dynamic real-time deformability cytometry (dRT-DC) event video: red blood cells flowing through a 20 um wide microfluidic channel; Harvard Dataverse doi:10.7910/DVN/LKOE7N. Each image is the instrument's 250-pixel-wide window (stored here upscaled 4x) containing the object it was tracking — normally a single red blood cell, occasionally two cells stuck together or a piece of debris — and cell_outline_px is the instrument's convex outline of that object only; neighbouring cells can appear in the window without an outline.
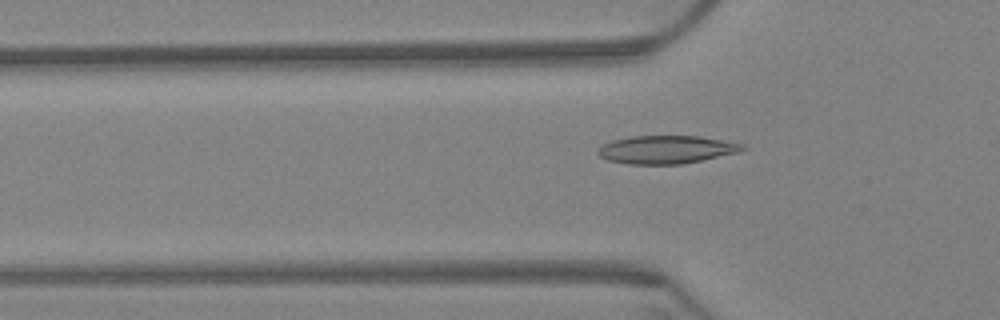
{"species": "Egyptian fruit bat (a non-hibernating species)", "species_latin": "Rousettus aegyptiacus", "temperature_condition": "warm", "stored_images_in_passage": 63, "camera_frame_rate_fps": 3000, "um_per_image_px": 0.085, "animal": {"sex": "female"}, "frame": {"image": 1, "passage_image": 21, "time_ms": 6.667, "image_size_px": [1000, 320], "cell_outline_px": [[748, 148], [740, 152], [680, 164], [628, 164], [608, 160], [600, 156], [596, 152], [604, 144], [612, 140], [632, 136], [700, 136], [744, 144]], "centroid_in_image_um": [56.66, 12.71], "position_along_channel_um": 69.1, "area_um2": 23.52}}
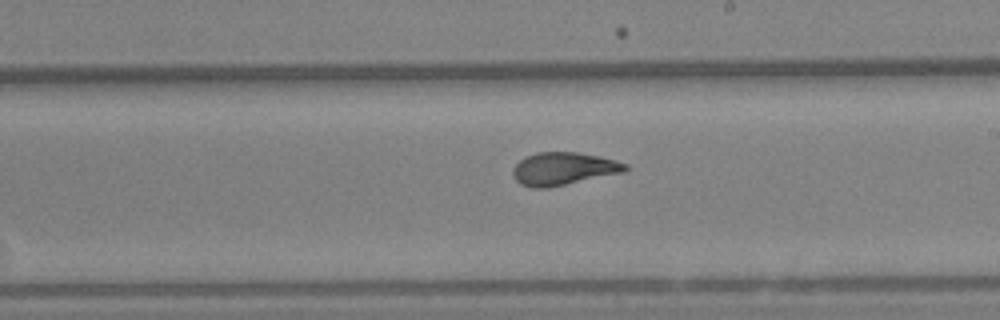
{"frame": {"image": 2, "passage_image": 37, "time_ms": 12.0, "image_size_px": [1000, 320], "cell_outline_px": [[628, 168], [624, 172], [548, 188], [532, 188], [520, 184], [516, 180], [512, 172], [512, 168], [520, 160], [536, 152], [576, 152], [600, 156], [628, 164]], "centroid_in_image_um": [47.88, 14.34], "position_along_channel_um": 241.1, "area_um2": 21.44}}
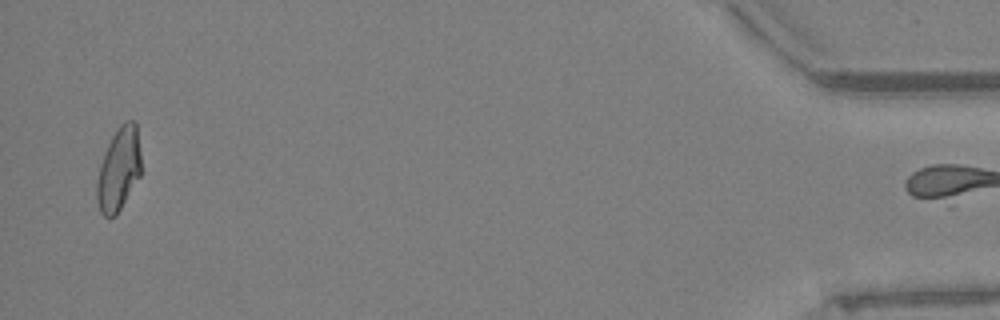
{"frame": {"image": 3, "passage_image": 62, "time_ms": 20.333, "image_size_px": [1000, 320], "cell_outline_px": [[140, 176], [116, 216], [104, 216], [100, 212], [96, 200], [96, 184], [100, 164], [104, 152], [112, 136], [120, 124], [124, 120], [136, 120], [140, 152]], "centroid_in_image_um": [10.08, 14.37], "position_along_channel_um": 425.1, "area_um2": 21.56}, "authors_computed_cell_mechanics": {"area_um2": 21.5594, "velocity_mm_per_s": 3.2394, "shape_relaxation_time_tau1_ms": 7.4462, "shape_relaxation_time_tau2_ms": 1.2388, "deformation_change_tau1": 0.2063, "deformation_change_tau2": 0.047}}